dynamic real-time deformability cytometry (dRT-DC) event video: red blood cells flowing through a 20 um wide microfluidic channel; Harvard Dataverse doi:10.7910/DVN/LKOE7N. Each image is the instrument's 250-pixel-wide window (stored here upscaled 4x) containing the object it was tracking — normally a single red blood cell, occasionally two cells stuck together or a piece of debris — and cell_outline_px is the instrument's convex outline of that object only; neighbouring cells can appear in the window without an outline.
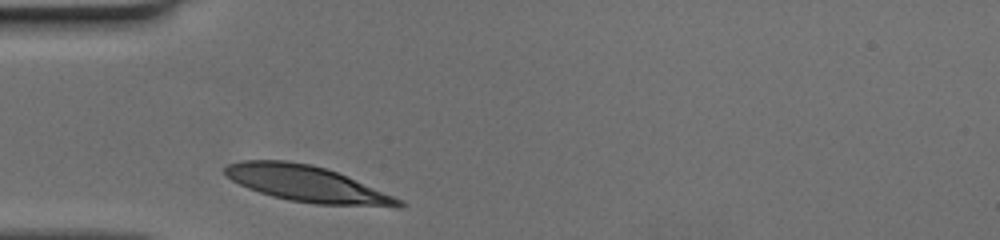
{"species": "human", "species_latin": "Homo sapiens", "temperature_condition": "cold", "stored_images_in_passage": 25, "camera_frame_rate_fps": 3000, "um_per_image_px": 0.085, "donor": {"sex": "female"}, "frame": {"image": 1, "passage_image": 1, "time_ms": 0.0, "image_size_px": [1000, 240], "cell_outline_px": [[404, 204], [400, 208], [396, 208], [316, 204], [288, 200], [272, 196], [248, 188], [232, 180], [224, 172], [224, 168], [228, 164], [240, 160], [284, 160], [312, 164], [336, 172], [404, 200]], "centroid_in_image_um": [26.13, 15.65], "position_along_channel_um": 58.9, "area_um2": 36.53}}
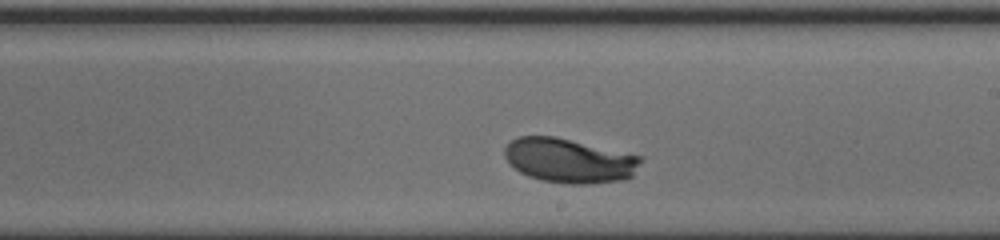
{"frame": {"image": 2, "passage_image": 15, "time_ms": 4.667, "image_size_px": [1000, 240], "cell_outline_px": [[640, 160], [632, 176], [624, 180], [588, 184], [568, 184], [540, 180], [528, 176], [520, 172], [504, 156], [504, 148], [516, 136], [556, 136], [640, 156]], "centroid_in_image_um": [48.35, 13.65], "position_along_channel_um": 240.7, "area_um2": 34.97}}
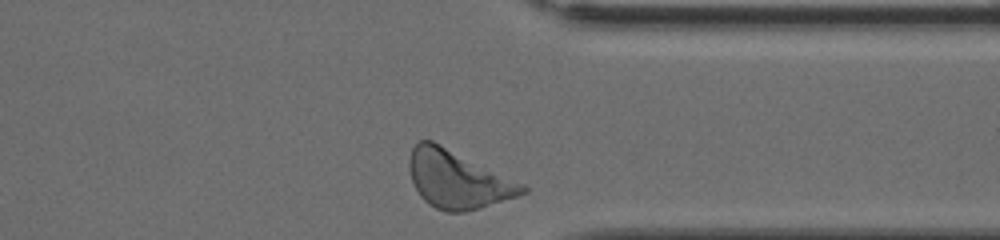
{"frame": {"image": 3, "passage_image": 25, "time_ms": 8.0, "image_size_px": [1000, 240], "cell_outline_px": [[528, 192], [480, 208], [464, 212], [444, 212], [428, 204], [420, 196], [412, 180], [408, 168], [408, 160], [412, 148], [420, 140], [432, 140], [524, 184], [528, 188]], "centroid_in_image_um": [38.88, 15.26], "position_along_channel_um": 372.5, "area_um2": 37.8}}